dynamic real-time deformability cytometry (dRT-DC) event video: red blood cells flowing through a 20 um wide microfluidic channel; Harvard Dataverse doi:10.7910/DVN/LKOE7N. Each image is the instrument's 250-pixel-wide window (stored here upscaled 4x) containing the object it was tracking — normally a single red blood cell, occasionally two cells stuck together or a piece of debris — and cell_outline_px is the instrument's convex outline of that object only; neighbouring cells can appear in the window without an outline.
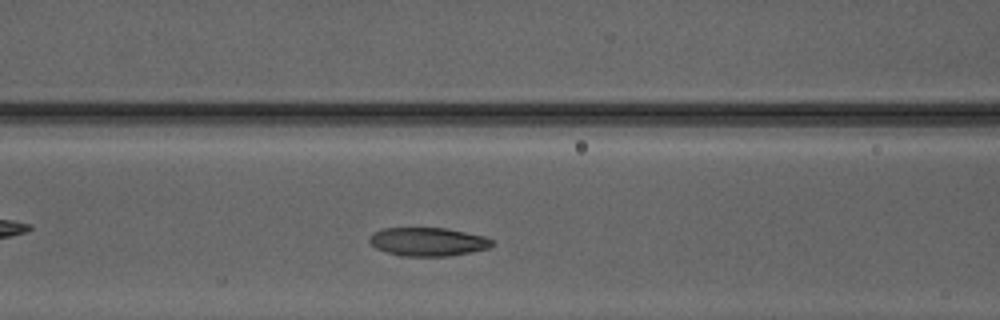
{"species": "Egyptian fruit bat (a non-hibernating species)", "species_latin": "Rousettus aegyptiacus", "temperature_condition": "warm", "stored_images_in_passage": 34, "camera_frame_rate_fps": 3000, "um_per_image_px": 0.085, "animal": {"sex": "male"}, "frame": {"image": 1, "passage_image": 9, "time_ms": 2.667, "image_size_px": [1000, 320], "cell_outline_px": [[492, 244], [488, 248], [472, 252], [448, 256], [404, 256], [388, 252], [376, 248], [368, 240], [368, 236], [380, 228], [444, 228], [484, 236], [492, 240]], "centroid_in_image_um": [36.34, 20.54], "position_along_channel_um": 130.3, "area_um2": 20.23}}
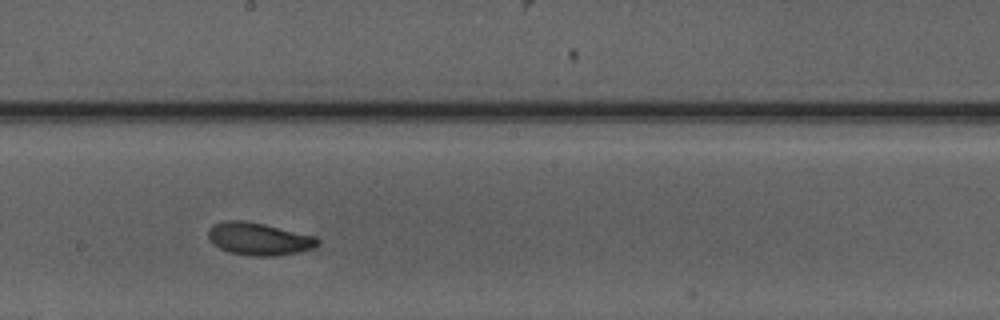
{"frame": {"image": 2, "passage_image": 16, "time_ms": 5.0, "image_size_px": [1000, 320], "cell_outline_px": [[320, 244], [316, 248], [300, 252], [276, 256], [252, 256], [228, 252], [212, 244], [208, 236], [208, 228], [224, 220], [240, 220], [264, 224], [316, 236], [320, 240]], "centroid_in_image_um": [22.04, 20.32], "position_along_channel_um": 226.2, "area_um2": 20.98}}
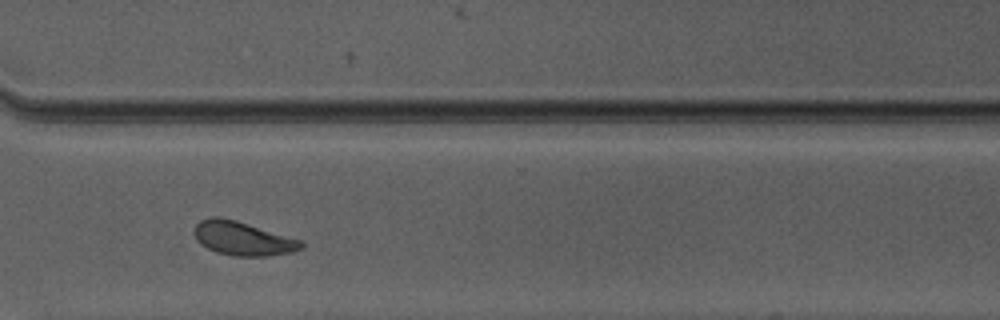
{"frame": {"image": 3, "passage_image": 25, "time_ms": 8.0, "image_size_px": [1000, 320], "cell_outline_px": [[304, 248], [292, 252], [268, 256], [232, 256], [216, 252], [200, 244], [196, 240], [192, 232], [196, 224], [200, 220], [212, 216], [216, 216], [236, 220], [300, 240], [304, 244]], "centroid_in_image_um": [20.59, 20.27], "position_along_channel_um": 350.0, "area_um2": 21.15}, "authors_computed_cell_mechanics": {"area_um2": 20.9525, "velocity_mm_per_s": 4.127, "shape_relaxation_time_tau1_ms": 2.2326, "shape_relaxation_time_tau2_ms": 2.8884, "deformation_change_tau1": 0.0972, "deformation_change_tau2": 0.0667}}